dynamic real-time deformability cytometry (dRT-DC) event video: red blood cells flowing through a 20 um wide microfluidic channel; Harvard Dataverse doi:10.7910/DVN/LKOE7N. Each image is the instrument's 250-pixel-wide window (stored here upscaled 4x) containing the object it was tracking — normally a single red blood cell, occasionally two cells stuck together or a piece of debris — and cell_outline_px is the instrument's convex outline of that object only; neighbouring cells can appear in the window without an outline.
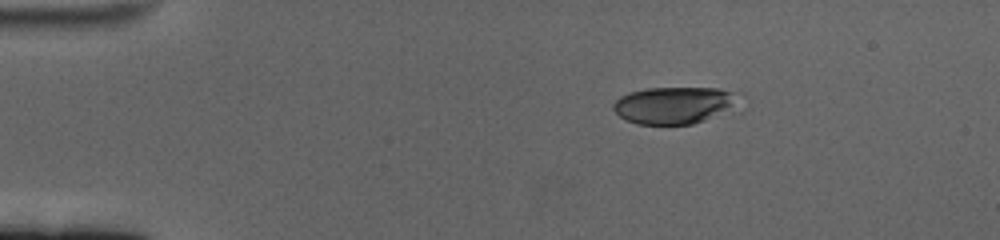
{"species": "human", "species_latin": "Homo sapiens", "temperature_condition": "cold", "stored_images_in_passage": 9, "camera_frame_rate_fps": 3000, "um_per_image_px": 0.085, "donor": {"sex": "female"}, "frame": {"image": 1, "passage_image": 1, "time_ms": 0.0, "image_size_px": [1000, 240], "cell_outline_px": [[744, 112], [692, 124], [636, 124], [624, 120], [612, 108], [612, 104], [620, 96], [628, 92], [644, 88], [720, 88], [732, 92]], "centroid_in_image_um": [57.45, 8.97], "position_along_channel_um": 27.5, "area_um2": 28.38}}